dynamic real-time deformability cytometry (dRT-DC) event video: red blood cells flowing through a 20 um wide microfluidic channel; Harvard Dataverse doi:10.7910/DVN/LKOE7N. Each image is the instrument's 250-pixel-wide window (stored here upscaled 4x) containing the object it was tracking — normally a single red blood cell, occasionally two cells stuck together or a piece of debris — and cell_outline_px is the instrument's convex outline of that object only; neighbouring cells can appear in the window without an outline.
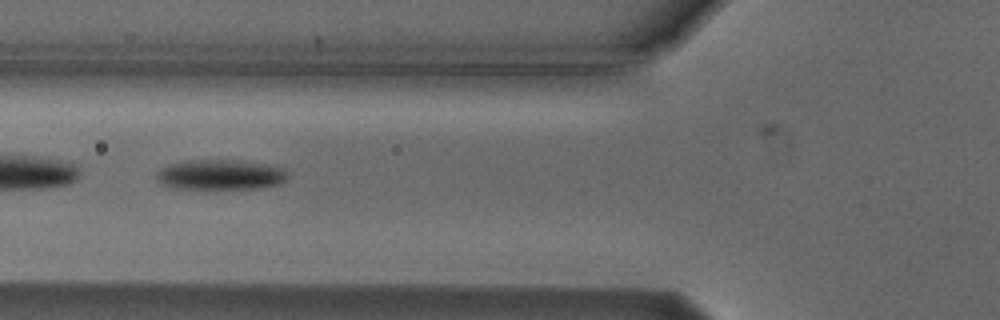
{"species": "Egyptian fruit bat (a non-hibernating species)", "species_latin": "Rousettus aegyptiacus", "temperature_condition": "cold", "stored_images_in_passage": 2, "camera_frame_rate_fps": 3000, "um_per_image_px": 0.085, "animal": {"sex": "male"}, "frame": {"image": 1, "passage_image": 2, "time_ms": 1.333, "image_size_px": [1000, 320], "cell_outline_px": [[288, 176], [280, 184], [256, 188], [176, 188], [164, 184], [156, 180], [156, 172], [160, 168], [168, 164], [184, 160], [240, 160], [268, 164], [284, 168]], "centroid_in_image_um": [18.72, 14.83], "position_along_channel_um": 107.1, "area_um2": 23.06}}